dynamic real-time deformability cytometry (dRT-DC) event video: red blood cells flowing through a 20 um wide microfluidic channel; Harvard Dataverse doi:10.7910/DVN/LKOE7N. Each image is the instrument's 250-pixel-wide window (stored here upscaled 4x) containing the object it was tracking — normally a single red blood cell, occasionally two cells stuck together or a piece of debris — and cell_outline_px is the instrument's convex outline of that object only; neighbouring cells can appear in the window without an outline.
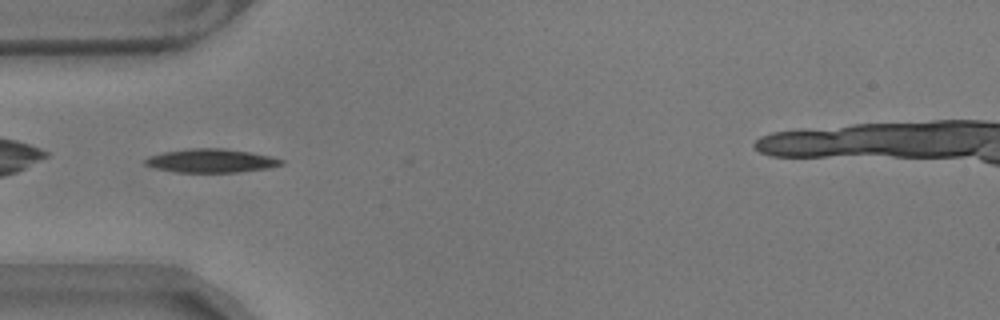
{"species": "common noctule bat (a hibernating species)", "species_latin": "Nyctalus noctula", "temperature_condition": "warm", "stored_images_in_passage": 8, "camera_frame_rate_fps": 3000, "um_per_image_px": 0.085, "animal": {"sex": "male", "body_mass_g": 17.9}, "frame": {"image": 1, "passage_image": 2, "time_ms": 0.333, "image_size_px": [1000, 320], "cell_outline_px": [[284, 164], [268, 168], [236, 172], [176, 172], [156, 168], [144, 164], [144, 160], [148, 156], [164, 152], [188, 148], [224, 148], [248, 152], [268, 156], [284, 160]], "centroid_in_image_um": [17.91, 13.66], "position_along_channel_um": 67.1, "area_um2": 18.61}}